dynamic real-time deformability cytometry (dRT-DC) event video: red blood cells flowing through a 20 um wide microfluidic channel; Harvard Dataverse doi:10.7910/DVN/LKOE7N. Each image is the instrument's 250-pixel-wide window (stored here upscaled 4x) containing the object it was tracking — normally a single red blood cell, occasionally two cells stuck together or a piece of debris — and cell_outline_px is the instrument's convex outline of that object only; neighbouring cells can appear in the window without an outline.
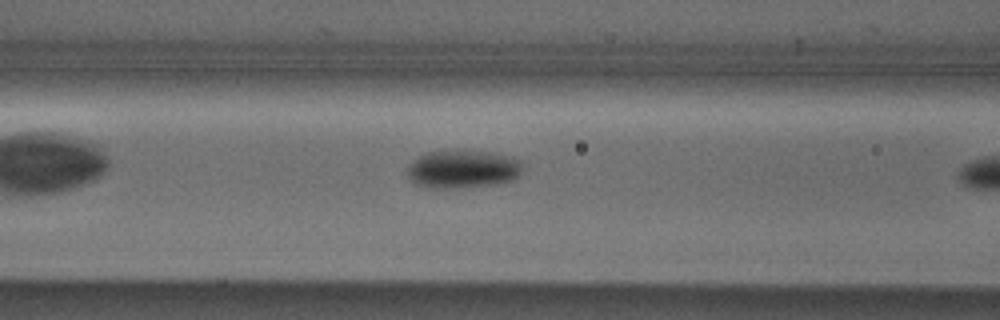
{"species": "Egyptian fruit bat (a non-hibernating species)", "species_latin": "Rousettus aegyptiacus", "temperature_condition": "cold", "stored_images_in_passage": 11, "camera_frame_rate_fps": 3000, "um_per_image_px": 0.085, "animal": {"sex": "male"}, "frame": {"image": 1, "passage_image": 10, "time_ms": 3.0, "image_size_px": [1000, 320], "cell_outline_px": [[524, 168], [520, 176], [512, 180], [496, 184], [456, 188], [428, 188], [416, 184], [408, 176], [408, 164], [412, 160], [428, 152], [452, 148], [496, 152], [512, 156], [524, 160]], "centroid_in_image_um": [39.41, 14.33], "position_along_channel_um": 127.2, "area_um2": 26.7}}